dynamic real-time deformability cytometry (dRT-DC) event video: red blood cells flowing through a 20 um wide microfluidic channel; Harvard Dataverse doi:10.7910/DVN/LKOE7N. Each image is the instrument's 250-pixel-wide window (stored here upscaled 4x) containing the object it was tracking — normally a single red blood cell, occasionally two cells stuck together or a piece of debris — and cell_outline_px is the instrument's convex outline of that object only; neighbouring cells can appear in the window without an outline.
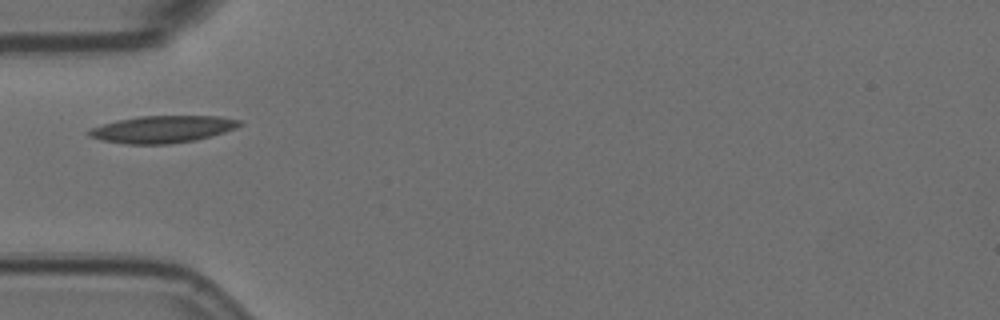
{"species": "Egyptian fruit bat (a non-hibernating species)", "species_latin": "Rousettus aegyptiacus", "temperature_condition": "room temperature", "stored_images_in_passage": 40, "camera_frame_rate_fps": 3000, "um_per_image_px": 0.085, "animal": {"sex": "female"}, "frame": {"image": 1, "passage_image": 1, "time_ms": 0.0, "image_size_px": [1000, 320], "cell_outline_px": [[244, 124], [236, 128], [212, 136], [196, 140], [168, 144], [128, 144], [104, 140], [88, 136], [84, 132], [88, 128], [116, 120], [140, 116], [220, 116], [240, 120]], "centroid_in_image_um": [13.8, 10.98], "position_along_channel_um": 71.2, "area_um2": 23.99}}
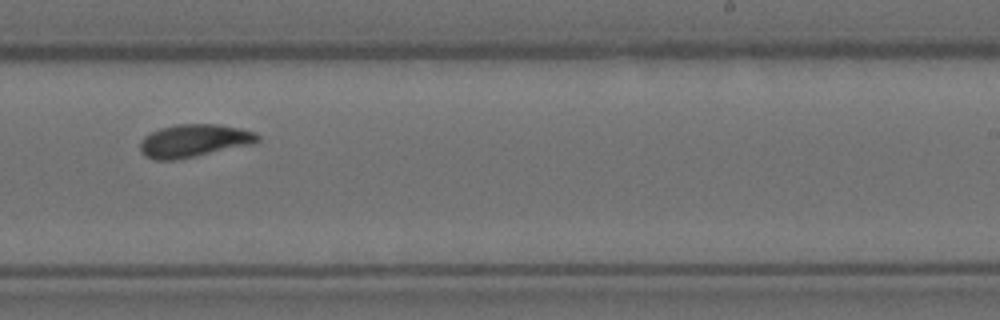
{"frame": {"image": 2, "passage_image": 18, "time_ms": 5.667, "image_size_px": [1000, 320], "cell_outline_px": [[260, 140], [252, 144], [196, 156], [176, 160], [156, 160], [144, 156], [140, 152], [140, 140], [144, 136], [160, 128], [176, 124], [216, 124], [240, 128], [256, 132], [260, 136]], "centroid_in_image_um": [16.47, 11.96], "position_along_channel_um": 272.5, "area_um2": 22.6}}
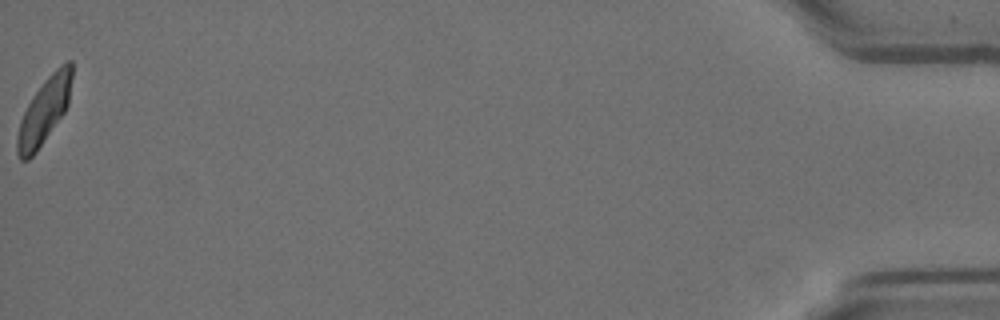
{"frame": {"image": 3, "passage_image": 40, "time_ms": 13.0, "image_size_px": [1000, 320], "cell_outline_px": [[72, 76], [68, 104], [64, 112], [36, 152], [28, 160], [20, 160], [16, 152], [16, 136], [20, 120], [32, 96], [44, 80], [60, 64], [68, 60], [72, 60]], "centroid_in_image_um": [3.74, 9.42], "position_along_channel_um": 431.5, "area_um2": 20.87}, "authors_computed_cell_mechanics": {"area_um2": 21.7328, "velocity_mm_per_s": 3.5469, "shape_relaxation_time_tau1_ms": null, "shape_relaxation_time_tau2_ms": 2.5519, "deformation_change_tau1": null, "deformation_change_tau2": 0.0736}}